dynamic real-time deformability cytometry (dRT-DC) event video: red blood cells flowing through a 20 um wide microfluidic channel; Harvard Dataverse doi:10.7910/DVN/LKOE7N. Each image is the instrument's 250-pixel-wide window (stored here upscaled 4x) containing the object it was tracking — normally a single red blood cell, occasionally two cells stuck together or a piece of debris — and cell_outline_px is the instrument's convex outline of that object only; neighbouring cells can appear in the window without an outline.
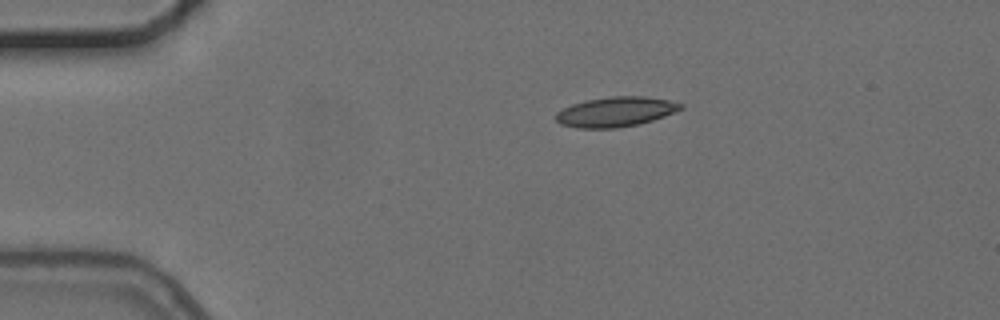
{"species": "common noctule bat (a hibernating species)", "species_latin": "Nyctalus noctula", "temperature_condition": "cold", "stored_images_in_passage": 5, "camera_frame_rate_fps": 3000, "um_per_image_px": 0.085, "animal": {"sex": "female", "body_mass_g": 24.6, "forearm_length_mm": 56.2}, "frame": {"image": 1, "passage_image": 5, "time_ms": 5.667, "image_size_px": [1000, 320], "cell_outline_px": [[684, 108], [664, 116], [652, 120], [636, 124], [616, 128], [580, 128], [560, 124], [556, 120], [556, 112], [572, 104], [588, 100], [612, 96], [644, 96], [668, 100], [684, 104]], "centroid_in_image_um": [52.34, 9.5], "position_along_channel_um": 32.7, "area_um2": 21.5}}